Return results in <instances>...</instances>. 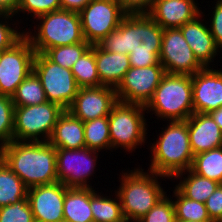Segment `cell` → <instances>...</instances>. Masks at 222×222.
Masks as SVG:
<instances>
[{
  "mask_svg": "<svg viewBox=\"0 0 222 222\" xmlns=\"http://www.w3.org/2000/svg\"><path fill=\"white\" fill-rule=\"evenodd\" d=\"M162 38L163 28L147 13L126 14L119 27L97 45L110 52L128 54L131 67L139 68L162 65Z\"/></svg>",
  "mask_w": 222,
  "mask_h": 222,
  "instance_id": "cell-1",
  "label": "cell"
},
{
  "mask_svg": "<svg viewBox=\"0 0 222 222\" xmlns=\"http://www.w3.org/2000/svg\"><path fill=\"white\" fill-rule=\"evenodd\" d=\"M1 160L28 188L58 182L56 148L48 141L13 140L1 146Z\"/></svg>",
  "mask_w": 222,
  "mask_h": 222,
  "instance_id": "cell-2",
  "label": "cell"
},
{
  "mask_svg": "<svg viewBox=\"0 0 222 222\" xmlns=\"http://www.w3.org/2000/svg\"><path fill=\"white\" fill-rule=\"evenodd\" d=\"M166 122L167 126L161 128L156 141L147 148L151 152L148 170L172 179L176 174L191 168L194 154L190 146L187 120Z\"/></svg>",
  "mask_w": 222,
  "mask_h": 222,
  "instance_id": "cell-3",
  "label": "cell"
},
{
  "mask_svg": "<svg viewBox=\"0 0 222 222\" xmlns=\"http://www.w3.org/2000/svg\"><path fill=\"white\" fill-rule=\"evenodd\" d=\"M123 171L119 176V188L115 192L119 196L126 221L137 222L166 195L167 191L159 181L160 178H169L149 170L144 172L142 167Z\"/></svg>",
  "mask_w": 222,
  "mask_h": 222,
  "instance_id": "cell-4",
  "label": "cell"
},
{
  "mask_svg": "<svg viewBox=\"0 0 222 222\" xmlns=\"http://www.w3.org/2000/svg\"><path fill=\"white\" fill-rule=\"evenodd\" d=\"M34 20L35 25H29L34 28V32L30 28L24 29V36L30 41L35 53L85 41L79 12L60 9L40 15Z\"/></svg>",
  "mask_w": 222,
  "mask_h": 222,
  "instance_id": "cell-5",
  "label": "cell"
},
{
  "mask_svg": "<svg viewBox=\"0 0 222 222\" xmlns=\"http://www.w3.org/2000/svg\"><path fill=\"white\" fill-rule=\"evenodd\" d=\"M145 109L158 121L187 120L194 113L192 76L166 73Z\"/></svg>",
  "mask_w": 222,
  "mask_h": 222,
  "instance_id": "cell-6",
  "label": "cell"
},
{
  "mask_svg": "<svg viewBox=\"0 0 222 222\" xmlns=\"http://www.w3.org/2000/svg\"><path fill=\"white\" fill-rule=\"evenodd\" d=\"M145 112V106L141 104L118 101L112 107L108 115L111 152L120 148L133 153L145 145L149 126Z\"/></svg>",
  "mask_w": 222,
  "mask_h": 222,
  "instance_id": "cell-7",
  "label": "cell"
},
{
  "mask_svg": "<svg viewBox=\"0 0 222 222\" xmlns=\"http://www.w3.org/2000/svg\"><path fill=\"white\" fill-rule=\"evenodd\" d=\"M64 112L58 104L46 101L34 106L15 107L13 140L47 142L58 117Z\"/></svg>",
  "mask_w": 222,
  "mask_h": 222,
  "instance_id": "cell-8",
  "label": "cell"
},
{
  "mask_svg": "<svg viewBox=\"0 0 222 222\" xmlns=\"http://www.w3.org/2000/svg\"><path fill=\"white\" fill-rule=\"evenodd\" d=\"M33 71L41 81L47 100L68 110L80 89L71 69L50 61L43 53H36Z\"/></svg>",
  "mask_w": 222,
  "mask_h": 222,
  "instance_id": "cell-9",
  "label": "cell"
},
{
  "mask_svg": "<svg viewBox=\"0 0 222 222\" xmlns=\"http://www.w3.org/2000/svg\"><path fill=\"white\" fill-rule=\"evenodd\" d=\"M99 153L86 147L82 149L56 148L58 182L68 188H92L89 179L94 177L95 167L99 163Z\"/></svg>",
  "mask_w": 222,
  "mask_h": 222,
  "instance_id": "cell-10",
  "label": "cell"
},
{
  "mask_svg": "<svg viewBox=\"0 0 222 222\" xmlns=\"http://www.w3.org/2000/svg\"><path fill=\"white\" fill-rule=\"evenodd\" d=\"M126 14L117 0H91L79 12L85 41L98 44L119 27Z\"/></svg>",
  "mask_w": 222,
  "mask_h": 222,
  "instance_id": "cell-11",
  "label": "cell"
},
{
  "mask_svg": "<svg viewBox=\"0 0 222 222\" xmlns=\"http://www.w3.org/2000/svg\"><path fill=\"white\" fill-rule=\"evenodd\" d=\"M35 50L23 36L10 49L1 52L0 94L11 96L17 87L33 71Z\"/></svg>",
  "mask_w": 222,
  "mask_h": 222,
  "instance_id": "cell-12",
  "label": "cell"
},
{
  "mask_svg": "<svg viewBox=\"0 0 222 222\" xmlns=\"http://www.w3.org/2000/svg\"><path fill=\"white\" fill-rule=\"evenodd\" d=\"M159 61L167 74L192 76L204 68L195 57L179 28L163 29Z\"/></svg>",
  "mask_w": 222,
  "mask_h": 222,
  "instance_id": "cell-13",
  "label": "cell"
},
{
  "mask_svg": "<svg viewBox=\"0 0 222 222\" xmlns=\"http://www.w3.org/2000/svg\"><path fill=\"white\" fill-rule=\"evenodd\" d=\"M165 74L163 65L130 67L116 88L117 100L145 106L152 98Z\"/></svg>",
  "mask_w": 222,
  "mask_h": 222,
  "instance_id": "cell-14",
  "label": "cell"
},
{
  "mask_svg": "<svg viewBox=\"0 0 222 222\" xmlns=\"http://www.w3.org/2000/svg\"><path fill=\"white\" fill-rule=\"evenodd\" d=\"M118 102L116 89L109 86L80 88L68 111L82 122L105 117Z\"/></svg>",
  "mask_w": 222,
  "mask_h": 222,
  "instance_id": "cell-15",
  "label": "cell"
},
{
  "mask_svg": "<svg viewBox=\"0 0 222 222\" xmlns=\"http://www.w3.org/2000/svg\"><path fill=\"white\" fill-rule=\"evenodd\" d=\"M67 189L68 187L60 182L28 188L27 199L34 221L63 222V206Z\"/></svg>",
  "mask_w": 222,
  "mask_h": 222,
  "instance_id": "cell-16",
  "label": "cell"
},
{
  "mask_svg": "<svg viewBox=\"0 0 222 222\" xmlns=\"http://www.w3.org/2000/svg\"><path fill=\"white\" fill-rule=\"evenodd\" d=\"M194 113L209 114L222 107V69L204 67L192 75Z\"/></svg>",
  "mask_w": 222,
  "mask_h": 222,
  "instance_id": "cell-17",
  "label": "cell"
},
{
  "mask_svg": "<svg viewBox=\"0 0 222 222\" xmlns=\"http://www.w3.org/2000/svg\"><path fill=\"white\" fill-rule=\"evenodd\" d=\"M204 16L206 15L203 10L194 20L185 23L179 29L197 60L204 67H213V62L221 51L215 44Z\"/></svg>",
  "mask_w": 222,
  "mask_h": 222,
  "instance_id": "cell-18",
  "label": "cell"
},
{
  "mask_svg": "<svg viewBox=\"0 0 222 222\" xmlns=\"http://www.w3.org/2000/svg\"><path fill=\"white\" fill-rule=\"evenodd\" d=\"M195 0H154L147 13L163 29L180 28L201 14ZM199 7V8H198Z\"/></svg>",
  "mask_w": 222,
  "mask_h": 222,
  "instance_id": "cell-19",
  "label": "cell"
},
{
  "mask_svg": "<svg viewBox=\"0 0 222 222\" xmlns=\"http://www.w3.org/2000/svg\"><path fill=\"white\" fill-rule=\"evenodd\" d=\"M187 128L194 155L222 147V129L209 114L193 113L187 119Z\"/></svg>",
  "mask_w": 222,
  "mask_h": 222,
  "instance_id": "cell-20",
  "label": "cell"
},
{
  "mask_svg": "<svg viewBox=\"0 0 222 222\" xmlns=\"http://www.w3.org/2000/svg\"><path fill=\"white\" fill-rule=\"evenodd\" d=\"M94 52L100 83L116 89L131 67L129 55L101 49L97 44Z\"/></svg>",
  "mask_w": 222,
  "mask_h": 222,
  "instance_id": "cell-21",
  "label": "cell"
},
{
  "mask_svg": "<svg viewBox=\"0 0 222 222\" xmlns=\"http://www.w3.org/2000/svg\"><path fill=\"white\" fill-rule=\"evenodd\" d=\"M55 148H85L84 123L75 118L68 110L58 117L54 131L48 141Z\"/></svg>",
  "mask_w": 222,
  "mask_h": 222,
  "instance_id": "cell-22",
  "label": "cell"
},
{
  "mask_svg": "<svg viewBox=\"0 0 222 222\" xmlns=\"http://www.w3.org/2000/svg\"><path fill=\"white\" fill-rule=\"evenodd\" d=\"M172 179L179 180V183L177 182V185L175 184V188L183 196L204 204L220 185V183L216 181L194 173L191 169L176 174Z\"/></svg>",
  "mask_w": 222,
  "mask_h": 222,
  "instance_id": "cell-23",
  "label": "cell"
},
{
  "mask_svg": "<svg viewBox=\"0 0 222 222\" xmlns=\"http://www.w3.org/2000/svg\"><path fill=\"white\" fill-rule=\"evenodd\" d=\"M63 222H94L90 188H68L65 192Z\"/></svg>",
  "mask_w": 222,
  "mask_h": 222,
  "instance_id": "cell-24",
  "label": "cell"
},
{
  "mask_svg": "<svg viewBox=\"0 0 222 222\" xmlns=\"http://www.w3.org/2000/svg\"><path fill=\"white\" fill-rule=\"evenodd\" d=\"M114 193V198L113 195L108 197L106 193L97 192L94 186L90 188V207L94 222H126L119 196L115 191Z\"/></svg>",
  "mask_w": 222,
  "mask_h": 222,
  "instance_id": "cell-25",
  "label": "cell"
},
{
  "mask_svg": "<svg viewBox=\"0 0 222 222\" xmlns=\"http://www.w3.org/2000/svg\"><path fill=\"white\" fill-rule=\"evenodd\" d=\"M28 187L0 159V207L15 204L27 198Z\"/></svg>",
  "mask_w": 222,
  "mask_h": 222,
  "instance_id": "cell-26",
  "label": "cell"
},
{
  "mask_svg": "<svg viewBox=\"0 0 222 222\" xmlns=\"http://www.w3.org/2000/svg\"><path fill=\"white\" fill-rule=\"evenodd\" d=\"M190 169L200 176L222 184V147L194 155Z\"/></svg>",
  "mask_w": 222,
  "mask_h": 222,
  "instance_id": "cell-27",
  "label": "cell"
},
{
  "mask_svg": "<svg viewBox=\"0 0 222 222\" xmlns=\"http://www.w3.org/2000/svg\"><path fill=\"white\" fill-rule=\"evenodd\" d=\"M11 98L14 107L34 106L48 101L41 81L34 71L17 87Z\"/></svg>",
  "mask_w": 222,
  "mask_h": 222,
  "instance_id": "cell-28",
  "label": "cell"
},
{
  "mask_svg": "<svg viewBox=\"0 0 222 222\" xmlns=\"http://www.w3.org/2000/svg\"><path fill=\"white\" fill-rule=\"evenodd\" d=\"M83 123L86 148L98 152L106 150L111 151L108 116L85 121Z\"/></svg>",
  "mask_w": 222,
  "mask_h": 222,
  "instance_id": "cell-29",
  "label": "cell"
},
{
  "mask_svg": "<svg viewBox=\"0 0 222 222\" xmlns=\"http://www.w3.org/2000/svg\"><path fill=\"white\" fill-rule=\"evenodd\" d=\"M71 71L80 88L102 85L97 72L94 45L74 63Z\"/></svg>",
  "mask_w": 222,
  "mask_h": 222,
  "instance_id": "cell-30",
  "label": "cell"
},
{
  "mask_svg": "<svg viewBox=\"0 0 222 222\" xmlns=\"http://www.w3.org/2000/svg\"><path fill=\"white\" fill-rule=\"evenodd\" d=\"M172 196L176 220L212 221L204 203L186 198L176 188Z\"/></svg>",
  "mask_w": 222,
  "mask_h": 222,
  "instance_id": "cell-31",
  "label": "cell"
},
{
  "mask_svg": "<svg viewBox=\"0 0 222 222\" xmlns=\"http://www.w3.org/2000/svg\"><path fill=\"white\" fill-rule=\"evenodd\" d=\"M87 41L47 49L43 54L61 67L72 69L74 63L91 47Z\"/></svg>",
  "mask_w": 222,
  "mask_h": 222,
  "instance_id": "cell-32",
  "label": "cell"
},
{
  "mask_svg": "<svg viewBox=\"0 0 222 222\" xmlns=\"http://www.w3.org/2000/svg\"><path fill=\"white\" fill-rule=\"evenodd\" d=\"M14 111L11 96L0 94V147L13 141Z\"/></svg>",
  "mask_w": 222,
  "mask_h": 222,
  "instance_id": "cell-33",
  "label": "cell"
},
{
  "mask_svg": "<svg viewBox=\"0 0 222 222\" xmlns=\"http://www.w3.org/2000/svg\"><path fill=\"white\" fill-rule=\"evenodd\" d=\"M60 9L61 0H21L18 11L14 14L16 17L14 18L17 19L16 21L22 23V19H20V21L18 20L17 14H19V17H21V13L27 16L30 15V17L33 19H30L33 21L31 25H33V23H35L34 19L36 17Z\"/></svg>",
  "mask_w": 222,
  "mask_h": 222,
  "instance_id": "cell-34",
  "label": "cell"
},
{
  "mask_svg": "<svg viewBox=\"0 0 222 222\" xmlns=\"http://www.w3.org/2000/svg\"><path fill=\"white\" fill-rule=\"evenodd\" d=\"M13 17V14L0 13V52L10 49L24 36L23 28H21L22 31L21 29L18 30L20 23L14 21L15 19H13Z\"/></svg>",
  "mask_w": 222,
  "mask_h": 222,
  "instance_id": "cell-35",
  "label": "cell"
},
{
  "mask_svg": "<svg viewBox=\"0 0 222 222\" xmlns=\"http://www.w3.org/2000/svg\"><path fill=\"white\" fill-rule=\"evenodd\" d=\"M0 222H34L28 199L0 207Z\"/></svg>",
  "mask_w": 222,
  "mask_h": 222,
  "instance_id": "cell-36",
  "label": "cell"
},
{
  "mask_svg": "<svg viewBox=\"0 0 222 222\" xmlns=\"http://www.w3.org/2000/svg\"><path fill=\"white\" fill-rule=\"evenodd\" d=\"M175 209L172 197L166 194L137 222H175Z\"/></svg>",
  "mask_w": 222,
  "mask_h": 222,
  "instance_id": "cell-37",
  "label": "cell"
},
{
  "mask_svg": "<svg viewBox=\"0 0 222 222\" xmlns=\"http://www.w3.org/2000/svg\"><path fill=\"white\" fill-rule=\"evenodd\" d=\"M216 1L215 6L212 7L214 9L211 12L212 14H208L207 16H211V18L207 21L209 25L210 32L214 38L216 46L222 50V0H214Z\"/></svg>",
  "mask_w": 222,
  "mask_h": 222,
  "instance_id": "cell-38",
  "label": "cell"
},
{
  "mask_svg": "<svg viewBox=\"0 0 222 222\" xmlns=\"http://www.w3.org/2000/svg\"><path fill=\"white\" fill-rule=\"evenodd\" d=\"M205 205L210 219L219 222L222 219V184L209 196Z\"/></svg>",
  "mask_w": 222,
  "mask_h": 222,
  "instance_id": "cell-39",
  "label": "cell"
},
{
  "mask_svg": "<svg viewBox=\"0 0 222 222\" xmlns=\"http://www.w3.org/2000/svg\"><path fill=\"white\" fill-rule=\"evenodd\" d=\"M127 14L148 13L154 0H117Z\"/></svg>",
  "mask_w": 222,
  "mask_h": 222,
  "instance_id": "cell-40",
  "label": "cell"
},
{
  "mask_svg": "<svg viewBox=\"0 0 222 222\" xmlns=\"http://www.w3.org/2000/svg\"><path fill=\"white\" fill-rule=\"evenodd\" d=\"M91 0H61V9L80 12Z\"/></svg>",
  "mask_w": 222,
  "mask_h": 222,
  "instance_id": "cell-41",
  "label": "cell"
},
{
  "mask_svg": "<svg viewBox=\"0 0 222 222\" xmlns=\"http://www.w3.org/2000/svg\"><path fill=\"white\" fill-rule=\"evenodd\" d=\"M21 0H0V13L15 14Z\"/></svg>",
  "mask_w": 222,
  "mask_h": 222,
  "instance_id": "cell-42",
  "label": "cell"
},
{
  "mask_svg": "<svg viewBox=\"0 0 222 222\" xmlns=\"http://www.w3.org/2000/svg\"><path fill=\"white\" fill-rule=\"evenodd\" d=\"M212 119L218 124V126L222 129V107L219 109L212 111L209 113Z\"/></svg>",
  "mask_w": 222,
  "mask_h": 222,
  "instance_id": "cell-43",
  "label": "cell"
},
{
  "mask_svg": "<svg viewBox=\"0 0 222 222\" xmlns=\"http://www.w3.org/2000/svg\"><path fill=\"white\" fill-rule=\"evenodd\" d=\"M175 222H213V221L175 220Z\"/></svg>",
  "mask_w": 222,
  "mask_h": 222,
  "instance_id": "cell-44",
  "label": "cell"
}]
</instances>
